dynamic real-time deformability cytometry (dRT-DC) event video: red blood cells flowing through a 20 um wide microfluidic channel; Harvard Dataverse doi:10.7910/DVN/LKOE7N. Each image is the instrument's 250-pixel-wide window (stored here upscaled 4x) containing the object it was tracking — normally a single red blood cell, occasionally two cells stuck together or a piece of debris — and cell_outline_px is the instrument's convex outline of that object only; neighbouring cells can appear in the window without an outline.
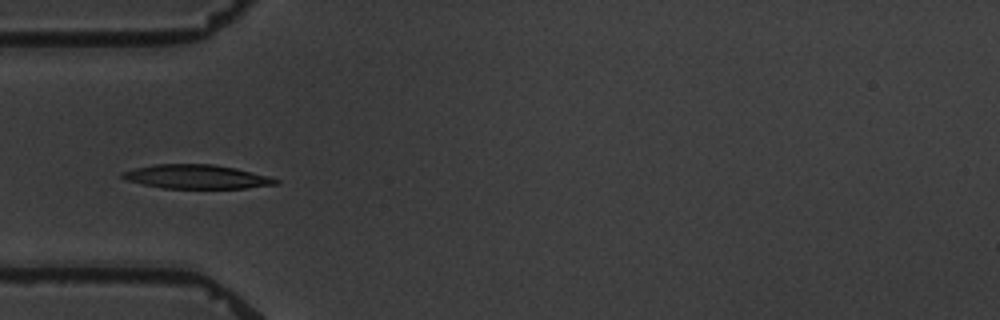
{"species": "common noctule bat (a hibernating species)", "species_latin": "Nyctalus noctula", "temperature_condition": "warm", "stored_images_in_passage": 7, "camera_frame_rate_fps": 3000, "um_per_image_px": 0.085, "animal": {"sex": "male", "body_mass_g": 19.5, "forearm_length_mm": 54.6}, "frame": {"image": 1, "passage_image": 4, "time_ms": 4.333, "image_size_px": [1000, 320], "cell_outline_px": [[280, 184], [244, 188], [160, 188], [124, 180], [120, 176], [120, 172], [136, 168], [156, 164], [212, 164], [236, 168], [268, 176], [280, 180]], "centroid_in_image_um": [16.68, 15.02], "position_along_channel_um": 68.3, "area_um2": 21.5}}
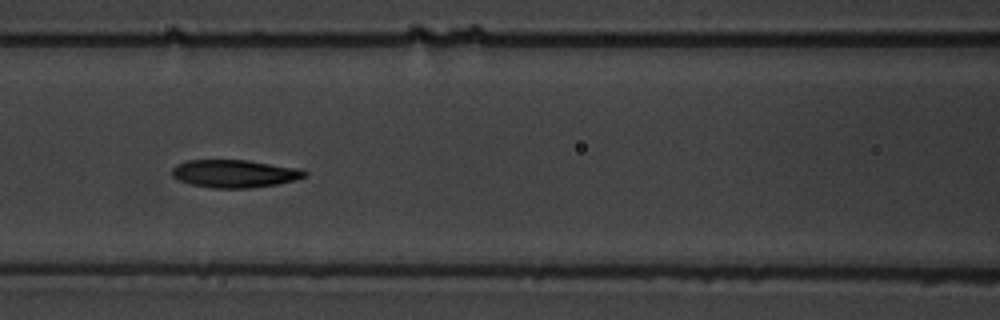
{"frame": {"image": 2, "passage_image": 6, "time_ms": 6.667, "image_size_px": [1000, 320], "cell_outline_px": [[308, 176], [296, 180], [276, 184], [248, 188], [212, 188], [192, 184], [180, 180], [172, 176], [172, 168], [176, 164], [188, 160], [248, 160], [300, 168], [308, 172]], "centroid_in_image_um": [19.98, 14.75], "position_along_channel_um": 146.6, "area_um2": 21.56}}
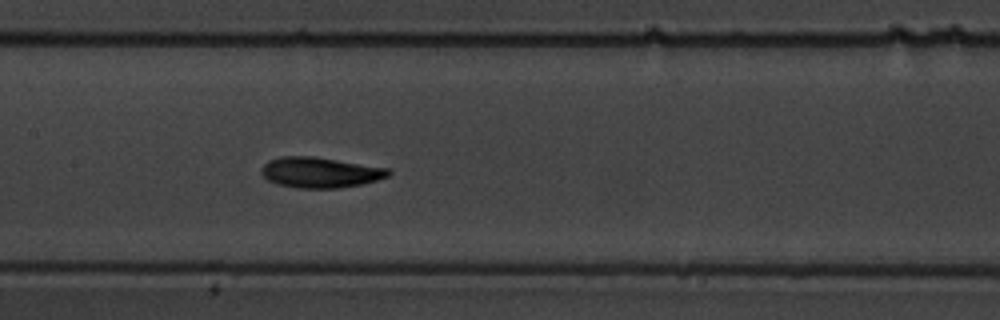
{"frame": {"image": 3, "passage_image": 7, "time_ms": 7.667, "image_size_px": [1000, 320], "cell_outline_px": [[392, 172], [388, 176], [376, 180], [360, 184], [336, 188], [296, 188], [276, 184], [268, 180], [260, 172], [260, 168], [268, 160], [280, 156], [312, 156], [388, 168]], "centroid_in_image_um": [27.15, 14.65], "position_along_channel_um": 180.2, "area_um2": 22.54}}